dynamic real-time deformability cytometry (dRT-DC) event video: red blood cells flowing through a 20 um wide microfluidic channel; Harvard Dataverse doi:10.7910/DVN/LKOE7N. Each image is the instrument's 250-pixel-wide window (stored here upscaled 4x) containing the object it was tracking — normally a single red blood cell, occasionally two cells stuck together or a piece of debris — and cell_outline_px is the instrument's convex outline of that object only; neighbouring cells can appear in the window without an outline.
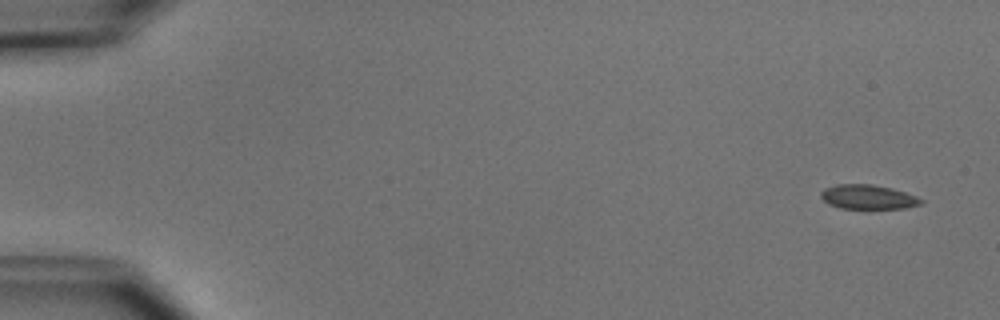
{"species": "common noctule bat (a hibernating species)", "species_latin": "Nyctalus noctula", "temperature_condition": "cold", "stored_images_in_passage": 4, "camera_frame_rate_fps": 3000, "um_per_image_px": 0.085, "animal": {"sex": "male", "body_mass_g": 15.6}, "frame": {"image": 1, "passage_image": 1, "time_ms": 0.0, "image_size_px": [1000, 320], "cell_outline_px": [[924, 200], [920, 204], [904, 208], [840, 208], [828, 204], [820, 196], [820, 192], [824, 188], [836, 184], [872, 184], [892, 188], [916, 196]], "centroid_in_image_um": [73.74, 16.73], "position_along_channel_um": 11.3, "area_um2": 14.16}}
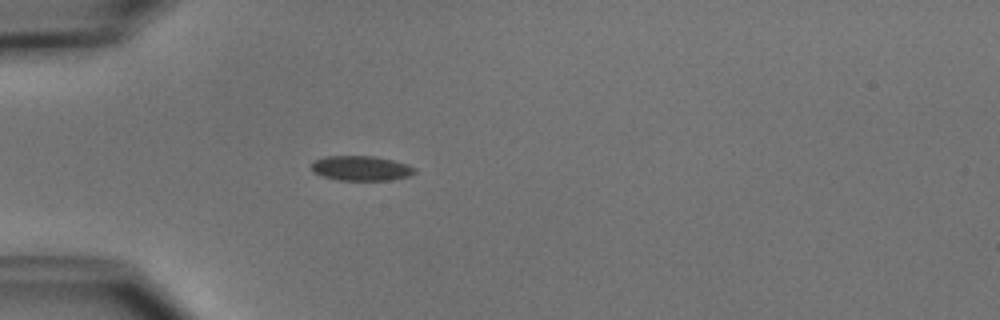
{"frame": {"image": 2, "passage_image": 4, "time_ms": 4.333, "image_size_px": [1000, 320], "cell_outline_px": [[416, 172], [408, 176], [388, 180], [336, 180], [312, 172], [312, 160], [324, 156], [376, 156], [408, 164], [416, 168]], "centroid_in_image_um": [30.67, 14.29], "position_along_channel_um": 54.3, "area_um2": 15.03}}